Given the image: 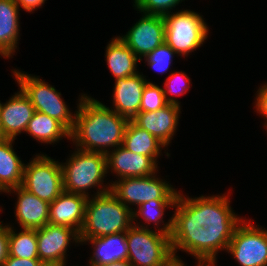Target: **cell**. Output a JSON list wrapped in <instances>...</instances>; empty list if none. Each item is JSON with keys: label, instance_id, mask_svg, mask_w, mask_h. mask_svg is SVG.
I'll return each mask as SVG.
<instances>
[{"label": "cell", "instance_id": "obj_1", "mask_svg": "<svg viewBox=\"0 0 267 266\" xmlns=\"http://www.w3.org/2000/svg\"><path fill=\"white\" fill-rule=\"evenodd\" d=\"M230 191L195 197L180 190L170 235L175 260L183 258L179 251L195 260H218L220 252L226 253L236 226L245 218L230 205Z\"/></svg>", "mask_w": 267, "mask_h": 266}, {"label": "cell", "instance_id": "obj_2", "mask_svg": "<svg viewBox=\"0 0 267 266\" xmlns=\"http://www.w3.org/2000/svg\"><path fill=\"white\" fill-rule=\"evenodd\" d=\"M77 98L75 125L70 133L71 146L105 154L121 146L129 119L88 93H80Z\"/></svg>", "mask_w": 267, "mask_h": 266}, {"label": "cell", "instance_id": "obj_3", "mask_svg": "<svg viewBox=\"0 0 267 266\" xmlns=\"http://www.w3.org/2000/svg\"><path fill=\"white\" fill-rule=\"evenodd\" d=\"M68 155L64 162H60L65 192L91 198L111 190L110 181H106L108 178L105 153L88 152L73 147Z\"/></svg>", "mask_w": 267, "mask_h": 266}, {"label": "cell", "instance_id": "obj_4", "mask_svg": "<svg viewBox=\"0 0 267 266\" xmlns=\"http://www.w3.org/2000/svg\"><path fill=\"white\" fill-rule=\"evenodd\" d=\"M133 225V211L111 192L88 198L80 239L126 232Z\"/></svg>", "mask_w": 267, "mask_h": 266}, {"label": "cell", "instance_id": "obj_5", "mask_svg": "<svg viewBox=\"0 0 267 266\" xmlns=\"http://www.w3.org/2000/svg\"><path fill=\"white\" fill-rule=\"evenodd\" d=\"M12 77H14L17 86L29 98L35 111L47 114L59 121L70 133L75 125L76 109H70L61 92L46 82L45 79L38 75L29 74L23 70L11 69Z\"/></svg>", "mask_w": 267, "mask_h": 266}, {"label": "cell", "instance_id": "obj_6", "mask_svg": "<svg viewBox=\"0 0 267 266\" xmlns=\"http://www.w3.org/2000/svg\"><path fill=\"white\" fill-rule=\"evenodd\" d=\"M163 18L165 21V43L180 58L187 59L208 41L210 27L201 13L186 7L166 14Z\"/></svg>", "mask_w": 267, "mask_h": 266}, {"label": "cell", "instance_id": "obj_7", "mask_svg": "<svg viewBox=\"0 0 267 266\" xmlns=\"http://www.w3.org/2000/svg\"><path fill=\"white\" fill-rule=\"evenodd\" d=\"M128 258L132 266H171L175 262L170 236L132 225L126 231Z\"/></svg>", "mask_w": 267, "mask_h": 266}, {"label": "cell", "instance_id": "obj_8", "mask_svg": "<svg viewBox=\"0 0 267 266\" xmlns=\"http://www.w3.org/2000/svg\"><path fill=\"white\" fill-rule=\"evenodd\" d=\"M159 171L147 177H130L114 181L112 178L109 180L110 191L132 211L151 200H177L180 190L170 181H166Z\"/></svg>", "mask_w": 267, "mask_h": 266}, {"label": "cell", "instance_id": "obj_9", "mask_svg": "<svg viewBox=\"0 0 267 266\" xmlns=\"http://www.w3.org/2000/svg\"><path fill=\"white\" fill-rule=\"evenodd\" d=\"M35 154L24 165L22 187L51 203L64 191L61 164L41 151Z\"/></svg>", "mask_w": 267, "mask_h": 266}, {"label": "cell", "instance_id": "obj_10", "mask_svg": "<svg viewBox=\"0 0 267 266\" xmlns=\"http://www.w3.org/2000/svg\"><path fill=\"white\" fill-rule=\"evenodd\" d=\"M253 221L245 217L236 226L226 251L239 266H267V229Z\"/></svg>", "mask_w": 267, "mask_h": 266}, {"label": "cell", "instance_id": "obj_11", "mask_svg": "<svg viewBox=\"0 0 267 266\" xmlns=\"http://www.w3.org/2000/svg\"><path fill=\"white\" fill-rule=\"evenodd\" d=\"M36 236L38 257L45 265L66 266L69 264V254H67L69 248L81 246L79 233L66 226L48 223L44 227L36 229ZM71 266H75L74 263Z\"/></svg>", "mask_w": 267, "mask_h": 266}, {"label": "cell", "instance_id": "obj_12", "mask_svg": "<svg viewBox=\"0 0 267 266\" xmlns=\"http://www.w3.org/2000/svg\"><path fill=\"white\" fill-rule=\"evenodd\" d=\"M140 14V19L125 34L117 36L141 60L165 43V21L163 16Z\"/></svg>", "mask_w": 267, "mask_h": 266}, {"label": "cell", "instance_id": "obj_13", "mask_svg": "<svg viewBox=\"0 0 267 266\" xmlns=\"http://www.w3.org/2000/svg\"><path fill=\"white\" fill-rule=\"evenodd\" d=\"M5 103L0 100V138L17 139L25 134L35 109L29 98L18 88Z\"/></svg>", "mask_w": 267, "mask_h": 266}, {"label": "cell", "instance_id": "obj_14", "mask_svg": "<svg viewBox=\"0 0 267 266\" xmlns=\"http://www.w3.org/2000/svg\"><path fill=\"white\" fill-rule=\"evenodd\" d=\"M105 155L107 176L109 177L111 174L117 180L130 177H147L155 174L160 168L149 156L131 152L122 145Z\"/></svg>", "mask_w": 267, "mask_h": 266}, {"label": "cell", "instance_id": "obj_15", "mask_svg": "<svg viewBox=\"0 0 267 266\" xmlns=\"http://www.w3.org/2000/svg\"><path fill=\"white\" fill-rule=\"evenodd\" d=\"M181 110V106L168 104L156 111L139 112L132 121L168 148L178 131L179 119L182 116Z\"/></svg>", "mask_w": 267, "mask_h": 266}, {"label": "cell", "instance_id": "obj_16", "mask_svg": "<svg viewBox=\"0 0 267 266\" xmlns=\"http://www.w3.org/2000/svg\"><path fill=\"white\" fill-rule=\"evenodd\" d=\"M143 72L136 75L114 80L111 106L113 111L132 120L139 112L142 99V92L147 82H153L147 79Z\"/></svg>", "mask_w": 267, "mask_h": 266}, {"label": "cell", "instance_id": "obj_17", "mask_svg": "<svg viewBox=\"0 0 267 266\" xmlns=\"http://www.w3.org/2000/svg\"><path fill=\"white\" fill-rule=\"evenodd\" d=\"M5 195L17 197L13 214L18 227L38 229L49 223L50 203L47 201L41 200L22 186L8 189Z\"/></svg>", "mask_w": 267, "mask_h": 266}, {"label": "cell", "instance_id": "obj_18", "mask_svg": "<svg viewBox=\"0 0 267 266\" xmlns=\"http://www.w3.org/2000/svg\"><path fill=\"white\" fill-rule=\"evenodd\" d=\"M88 198L63 191L49 204V223L66 226L80 233Z\"/></svg>", "mask_w": 267, "mask_h": 266}, {"label": "cell", "instance_id": "obj_19", "mask_svg": "<svg viewBox=\"0 0 267 266\" xmlns=\"http://www.w3.org/2000/svg\"><path fill=\"white\" fill-rule=\"evenodd\" d=\"M80 241L82 246L90 245L92 250L87 260V266H102L128 258L126 232L92 239H80Z\"/></svg>", "mask_w": 267, "mask_h": 266}, {"label": "cell", "instance_id": "obj_20", "mask_svg": "<svg viewBox=\"0 0 267 266\" xmlns=\"http://www.w3.org/2000/svg\"><path fill=\"white\" fill-rule=\"evenodd\" d=\"M20 11L14 0H0V58L12 59L20 41Z\"/></svg>", "mask_w": 267, "mask_h": 266}, {"label": "cell", "instance_id": "obj_21", "mask_svg": "<svg viewBox=\"0 0 267 266\" xmlns=\"http://www.w3.org/2000/svg\"><path fill=\"white\" fill-rule=\"evenodd\" d=\"M176 201L151 200L141 204L133 211V225L156 230L170 236L173 228V213L170 214L168 220H165L164 217L167 209H174Z\"/></svg>", "mask_w": 267, "mask_h": 266}, {"label": "cell", "instance_id": "obj_22", "mask_svg": "<svg viewBox=\"0 0 267 266\" xmlns=\"http://www.w3.org/2000/svg\"><path fill=\"white\" fill-rule=\"evenodd\" d=\"M105 48L106 65L114 80L139 73L140 59L117 36H113ZM138 67V68H137Z\"/></svg>", "mask_w": 267, "mask_h": 266}, {"label": "cell", "instance_id": "obj_23", "mask_svg": "<svg viewBox=\"0 0 267 266\" xmlns=\"http://www.w3.org/2000/svg\"><path fill=\"white\" fill-rule=\"evenodd\" d=\"M122 146L131 152L149 156L158 166V159L163 156V150L167 159L171 157L168 153L170 150L164 144L132 120H129L126 126Z\"/></svg>", "mask_w": 267, "mask_h": 266}, {"label": "cell", "instance_id": "obj_24", "mask_svg": "<svg viewBox=\"0 0 267 266\" xmlns=\"http://www.w3.org/2000/svg\"><path fill=\"white\" fill-rule=\"evenodd\" d=\"M15 139L0 138V191L22 186L24 160L14 148Z\"/></svg>", "mask_w": 267, "mask_h": 266}, {"label": "cell", "instance_id": "obj_25", "mask_svg": "<svg viewBox=\"0 0 267 266\" xmlns=\"http://www.w3.org/2000/svg\"><path fill=\"white\" fill-rule=\"evenodd\" d=\"M25 133L44 146L46 144L54 147L64 138L70 142V132L59 121L39 111L34 112Z\"/></svg>", "mask_w": 267, "mask_h": 266}, {"label": "cell", "instance_id": "obj_26", "mask_svg": "<svg viewBox=\"0 0 267 266\" xmlns=\"http://www.w3.org/2000/svg\"><path fill=\"white\" fill-rule=\"evenodd\" d=\"M11 221L9 225V256L24 259H39L36 229L19 228ZM19 230V231H18Z\"/></svg>", "mask_w": 267, "mask_h": 266}, {"label": "cell", "instance_id": "obj_27", "mask_svg": "<svg viewBox=\"0 0 267 266\" xmlns=\"http://www.w3.org/2000/svg\"><path fill=\"white\" fill-rule=\"evenodd\" d=\"M190 78L186 72L182 70H174L169 76L166 77L163 83V92L166 98V101L169 104H175L182 106L181 102L178 100V97L183 96L189 92L192 87ZM177 97V98H176Z\"/></svg>", "mask_w": 267, "mask_h": 266}, {"label": "cell", "instance_id": "obj_28", "mask_svg": "<svg viewBox=\"0 0 267 266\" xmlns=\"http://www.w3.org/2000/svg\"><path fill=\"white\" fill-rule=\"evenodd\" d=\"M179 57V55L166 43L158 46L156 49L151 51L146 57L140 60L148 66L150 70L156 71L157 74L168 76L174 71L171 66H173V58Z\"/></svg>", "mask_w": 267, "mask_h": 266}, {"label": "cell", "instance_id": "obj_29", "mask_svg": "<svg viewBox=\"0 0 267 266\" xmlns=\"http://www.w3.org/2000/svg\"><path fill=\"white\" fill-rule=\"evenodd\" d=\"M184 1L185 0H137L132 7L137 11L136 13L164 16L175 12V10L178 11L177 6Z\"/></svg>", "mask_w": 267, "mask_h": 266}, {"label": "cell", "instance_id": "obj_30", "mask_svg": "<svg viewBox=\"0 0 267 266\" xmlns=\"http://www.w3.org/2000/svg\"><path fill=\"white\" fill-rule=\"evenodd\" d=\"M168 104L162 85L159 86L155 82H147L142 92L140 112L156 111Z\"/></svg>", "mask_w": 267, "mask_h": 266}, {"label": "cell", "instance_id": "obj_31", "mask_svg": "<svg viewBox=\"0 0 267 266\" xmlns=\"http://www.w3.org/2000/svg\"><path fill=\"white\" fill-rule=\"evenodd\" d=\"M255 99L253 100V110L259 117L261 116V119L265 121L262 124V127H264L266 133H267V82L264 81L262 84H260L259 87H257V91L254 95Z\"/></svg>", "mask_w": 267, "mask_h": 266}, {"label": "cell", "instance_id": "obj_32", "mask_svg": "<svg viewBox=\"0 0 267 266\" xmlns=\"http://www.w3.org/2000/svg\"><path fill=\"white\" fill-rule=\"evenodd\" d=\"M9 225L0 221V266L6 261L9 256Z\"/></svg>", "mask_w": 267, "mask_h": 266}, {"label": "cell", "instance_id": "obj_33", "mask_svg": "<svg viewBox=\"0 0 267 266\" xmlns=\"http://www.w3.org/2000/svg\"><path fill=\"white\" fill-rule=\"evenodd\" d=\"M40 259H24L15 256H8L2 266H44Z\"/></svg>", "mask_w": 267, "mask_h": 266}, {"label": "cell", "instance_id": "obj_34", "mask_svg": "<svg viewBox=\"0 0 267 266\" xmlns=\"http://www.w3.org/2000/svg\"><path fill=\"white\" fill-rule=\"evenodd\" d=\"M21 10L26 11V13L33 14L42 6L45 5L47 0H14Z\"/></svg>", "mask_w": 267, "mask_h": 266}, {"label": "cell", "instance_id": "obj_35", "mask_svg": "<svg viewBox=\"0 0 267 266\" xmlns=\"http://www.w3.org/2000/svg\"><path fill=\"white\" fill-rule=\"evenodd\" d=\"M195 266H217L218 260H195ZM178 266H189L183 261V259L175 260ZM193 265V266H194Z\"/></svg>", "mask_w": 267, "mask_h": 266}, {"label": "cell", "instance_id": "obj_36", "mask_svg": "<svg viewBox=\"0 0 267 266\" xmlns=\"http://www.w3.org/2000/svg\"><path fill=\"white\" fill-rule=\"evenodd\" d=\"M102 266H132L128 260L116 261Z\"/></svg>", "mask_w": 267, "mask_h": 266}, {"label": "cell", "instance_id": "obj_37", "mask_svg": "<svg viewBox=\"0 0 267 266\" xmlns=\"http://www.w3.org/2000/svg\"><path fill=\"white\" fill-rule=\"evenodd\" d=\"M0 194H3L1 191H0ZM2 205H0V214H2V211H3V209H2Z\"/></svg>", "mask_w": 267, "mask_h": 266}, {"label": "cell", "instance_id": "obj_38", "mask_svg": "<svg viewBox=\"0 0 267 266\" xmlns=\"http://www.w3.org/2000/svg\"><path fill=\"white\" fill-rule=\"evenodd\" d=\"M171 266H178L175 262Z\"/></svg>", "mask_w": 267, "mask_h": 266}]
</instances>
